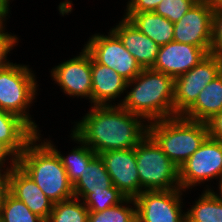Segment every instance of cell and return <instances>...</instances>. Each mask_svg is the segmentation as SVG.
<instances>
[{"mask_svg":"<svg viewBox=\"0 0 222 222\" xmlns=\"http://www.w3.org/2000/svg\"><path fill=\"white\" fill-rule=\"evenodd\" d=\"M18 43V38L15 34L2 32L0 33V67L8 66L13 62H10L7 58V54L13 50L14 46Z\"/></svg>","mask_w":222,"mask_h":222,"instance_id":"obj_30","label":"cell"},{"mask_svg":"<svg viewBox=\"0 0 222 222\" xmlns=\"http://www.w3.org/2000/svg\"><path fill=\"white\" fill-rule=\"evenodd\" d=\"M187 210L186 222H222V201L211 187Z\"/></svg>","mask_w":222,"mask_h":222,"instance_id":"obj_23","label":"cell"},{"mask_svg":"<svg viewBox=\"0 0 222 222\" xmlns=\"http://www.w3.org/2000/svg\"><path fill=\"white\" fill-rule=\"evenodd\" d=\"M222 178V141L205 139L202 145L180 166L179 184L185 192L200 183Z\"/></svg>","mask_w":222,"mask_h":222,"instance_id":"obj_7","label":"cell"},{"mask_svg":"<svg viewBox=\"0 0 222 222\" xmlns=\"http://www.w3.org/2000/svg\"><path fill=\"white\" fill-rule=\"evenodd\" d=\"M198 0H163L155 9V13L172 23L179 21Z\"/></svg>","mask_w":222,"mask_h":222,"instance_id":"obj_28","label":"cell"},{"mask_svg":"<svg viewBox=\"0 0 222 222\" xmlns=\"http://www.w3.org/2000/svg\"><path fill=\"white\" fill-rule=\"evenodd\" d=\"M222 111V73L208 83L199 93L195 103L182 117L207 122Z\"/></svg>","mask_w":222,"mask_h":222,"instance_id":"obj_19","label":"cell"},{"mask_svg":"<svg viewBox=\"0 0 222 222\" xmlns=\"http://www.w3.org/2000/svg\"><path fill=\"white\" fill-rule=\"evenodd\" d=\"M4 167L0 166V204L4 200V197H5L6 193L9 191L10 167L9 166L6 167V165Z\"/></svg>","mask_w":222,"mask_h":222,"instance_id":"obj_33","label":"cell"},{"mask_svg":"<svg viewBox=\"0 0 222 222\" xmlns=\"http://www.w3.org/2000/svg\"><path fill=\"white\" fill-rule=\"evenodd\" d=\"M10 9H0V33L5 31V19H7V16L9 14Z\"/></svg>","mask_w":222,"mask_h":222,"instance_id":"obj_34","label":"cell"},{"mask_svg":"<svg viewBox=\"0 0 222 222\" xmlns=\"http://www.w3.org/2000/svg\"><path fill=\"white\" fill-rule=\"evenodd\" d=\"M10 0H0V9H9Z\"/></svg>","mask_w":222,"mask_h":222,"instance_id":"obj_36","label":"cell"},{"mask_svg":"<svg viewBox=\"0 0 222 222\" xmlns=\"http://www.w3.org/2000/svg\"><path fill=\"white\" fill-rule=\"evenodd\" d=\"M140 194L143 191L181 189L179 168L149 135L135 147Z\"/></svg>","mask_w":222,"mask_h":222,"instance_id":"obj_6","label":"cell"},{"mask_svg":"<svg viewBox=\"0 0 222 222\" xmlns=\"http://www.w3.org/2000/svg\"><path fill=\"white\" fill-rule=\"evenodd\" d=\"M140 32L157 45L163 46L173 41L174 23L155 12L124 13Z\"/></svg>","mask_w":222,"mask_h":222,"instance_id":"obj_20","label":"cell"},{"mask_svg":"<svg viewBox=\"0 0 222 222\" xmlns=\"http://www.w3.org/2000/svg\"><path fill=\"white\" fill-rule=\"evenodd\" d=\"M213 9H222V0H205Z\"/></svg>","mask_w":222,"mask_h":222,"instance_id":"obj_35","label":"cell"},{"mask_svg":"<svg viewBox=\"0 0 222 222\" xmlns=\"http://www.w3.org/2000/svg\"><path fill=\"white\" fill-rule=\"evenodd\" d=\"M125 110L138 115L147 123L174 117V79L151 68L143 69L133 80L127 81ZM133 87V88H132Z\"/></svg>","mask_w":222,"mask_h":222,"instance_id":"obj_2","label":"cell"},{"mask_svg":"<svg viewBox=\"0 0 222 222\" xmlns=\"http://www.w3.org/2000/svg\"><path fill=\"white\" fill-rule=\"evenodd\" d=\"M222 73V60L208 54L187 73L174 79V117L182 116L196 101L199 93Z\"/></svg>","mask_w":222,"mask_h":222,"instance_id":"obj_9","label":"cell"},{"mask_svg":"<svg viewBox=\"0 0 222 222\" xmlns=\"http://www.w3.org/2000/svg\"><path fill=\"white\" fill-rule=\"evenodd\" d=\"M40 138L38 133L26 145L18 157V166L54 203L73 198V184L69 181L58 154L45 139L42 142Z\"/></svg>","mask_w":222,"mask_h":222,"instance_id":"obj_3","label":"cell"},{"mask_svg":"<svg viewBox=\"0 0 222 222\" xmlns=\"http://www.w3.org/2000/svg\"><path fill=\"white\" fill-rule=\"evenodd\" d=\"M71 139L76 141L77 146L70 150L69 155L65 157L61 152L56 149V146L51 140L46 139V143L58 154L62 165L64 166L69 181L74 184L81 176L85 167L97 156V154L81 139H79L73 132L71 133Z\"/></svg>","mask_w":222,"mask_h":222,"instance_id":"obj_21","label":"cell"},{"mask_svg":"<svg viewBox=\"0 0 222 222\" xmlns=\"http://www.w3.org/2000/svg\"><path fill=\"white\" fill-rule=\"evenodd\" d=\"M89 210L79 198L54 203L46 222H88Z\"/></svg>","mask_w":222,"mask_h":222,"instance_id":"obj_24","label":"cell"},{"mask_svg":"<svg viewBox=\"0 0 222 222\" xmlns=\"http://www.w3.org/2000/svg\"><path fill=\"white\" fill-rule=\"evenodd\" d=\"M112 180L106 170L103 160L97 155L81 173L73 184L74 193H93L113 187Z\"/></svg>","mask_w":222,"mask_h":222,"instance_id":"obj_22","label":"cell"},{"mask_svg":"<svg viewBox=\"0 0 222 222\" xmlns=\"http://www.w3.org/2000/svg\"><path fill=\"white\" fill-rule=\"evenodd\" d=\"M163 0H129L125 13L154 12Z\"/></svg>","mask_w":222,"mask_h":222,"instance_id":"obj_31","label":"cell"},{"mask_svg":"<svg viewBox=\"0 0 222 222\" xmlns=\"http://www.w3.org/2000/svg\"><path fill=\"white\" fill-rule=\"evenodd\" d=\"M36 135L19 116L0 110V166L3 167L6 160L10 169L17 166L19 155Z\"/></svg>","mask_w":222,"mask_h":222,"instance_id":"obj_14","label":"cell"},{"mask_svg":"<svg viewBox=\"0 0 222 222\" xmlns=\"http://www.w3.org/2000/svg\"><path fill=\"white\" fill-rule=\"evenodd\" d=\"M148 134L178 168L209 136L205 122L192 121L182 116L149 123Z\"/></svg>","mask_w":222,"mask_h":222,"instance_id":"obj_4","label":"cell"},{"mask_svg":"<svg viewBox=\"0 0 222 222\" xmlns=\"http://www.w3.org/2000/svg\"><path fill=\"white\" fill-rule=\"evenodd\" d=\"M182 189L143 191L134 200L137 222H186ZM183 212V213H182Z\"/></svg>","mask_w":222,"mask_h":222,"instance_id":"obj_10","label":"cell"},{"mask_svg":"<svg viewBox=\"0 0 222 222\" xmlns=\"http://www.w3.org/2000/svg\"><path fill=\"white\" fill-rule=\"evenodd\" d=\"M92 94L93 106L112 105V101L121 97L127 90V80L113 69L97 63L91 57Z\"/></svg>","mask_w":222,"mask_h":222,"instance_id":"obj_18","label":"cell"},{"mask_svg":"<svg viewBox=\"0 0 222 222\" xmlns=\"http://www.w3.org/2000/svg\"><path fill=\"white\" fill-rule=\"evenodd\" d=\"M207 55L208 53L201 47L171 41L160 46L151 69L176 79L195 67Z\"/></svg>","mask_w":222,"mask_h":222,"instance_id":"obj_15","label":"cell"},{"mask_svg":"<svg viewBox=\"0 0 222 222\" xmlns=\"http://www.w3.org/2000/svg\"><path fill=\"white\" fill-rule=\"evenodd\" d=\"M213 8L198 0L194 6L174 23L173 41L203 48L208 54L211 49Z\"/></svg>","mask_w":222,"mask_h":222,"instance_id":"obj_11","label":"cell"},{"mask_svg":"<svg viewBox=\"0 0 222 222\" xmlns=\"http://www.w3.org/2000/svg\"><path fill=\"white\" fill-rule=\"evenodd\" d=\"M218 187H219V195H218V193H216V192H214L215 194H216V196L222 201V178L221 179H219V185H218Z\"/></svg>","mask_w":222,"mask_h":222,"instance_id":"obj_37","label":"cell"},{"mask_svg":"<svg viewBox=\"0 0 222 222\" xmlns=\"http://www.w3.org/2000/svg\"><path fill=\"white\" fill-rule=\"evenodd\" d=\"M131 203L134 207L129 205ZM88 222H137L135 200L133 198H125L121 203L106 210L89 212Z\"/></svg>","mask_w":222,"mask_h":222,"instance_id":"obj_26","label":"cell"},{"mask_svg":"<svg viewBox=\"0 0 222 222\" xmlns=\"http://www.w3.org/2000/svg\"><path fill=\"white\" fill-rule=\"evenodd\" d=\"M0 222H45L9 191L0 204Z\"/></svg>","mask_w":222,"mask_h":222,"instance_id":"obj_25","label":"cell"},{"mask_svg":"<svg viewBox=\"0 0 222 222\" xmlns=\"http://www.w3.org/2000/svg\"><path fill=\"white\" fill-rule=\"evenodd\" d=\"M9 192L45 222L53 209L54 202L49 199L37 184L18 165L9 172Z\"/></svg>","mask_w":222,"mask_h":222,"instance_id":"obj_16","label":"cell"},{"mask_svg":"<svg viewBox=\"0 0 222 222\" xmlns=\"http://www.w3.org/2000/svg\"><path fill=\"white\" fill-rule=\"evenodd\" d=\"M111 30L119 37L124 47L131 53L143 69L152 68L160 46L140 32L127 18Z\"/></svg>","mask_w":222,"mask_h":222,"instance_id":"obj_17","label":"cell"},{"mask_svg":"<svg viewBox=\"0 0 222 222\" xmlns=\"http://www.w3.org/2000/svg\"><path fill=\"white\" fill-rule=\"evenodd\" d=\"M79 55L62 62L51 70V77L67 95L87 98L91 102V55L83 47Z\"/></svg>","mask_w":222,"mask_h":222,"instance_id":"obj_12","label":"cell"},{"mask_svg":"<svg viewBox=\"0 0 222 222\" xmlns=\"http://www.w3.org/2000/svg\"><path fill=\"white\" fill-rule=\"evenodd\" d=\"M113 185L126 197L135 199L140 194L135 148L109 150L99 154Z\"/></svg>","mask_w":222,"mask_h":222,"instance_id":"obj_13","label":"cell"},{"mask_svg":"<svg viewBox=\"0 0 222 222\" xmlns=\"http://www.w3.org/2000/svg\"><path fill=\"white\" fill-rule=\"evenodd\" d=\"M84 48L97 63L113 69L127 81L133 80L143 70L112 30L108 35L95 33Z\"/></svg>","mask_w":222,"mask_h":222,"instance_id":"obj_8","label":"cell"},{"mask_svg":"<svg viewBox=\"0 0 222 222\" xmlns=\"http://www.w3.org/2000/svg\"><path fill=\"white\" fill-rule=\"evenodd\" d=\"M210 138L222 141V111L206 122Z\"/></svg>","mask_w":222,"mask_h":222,"instance_id":"obj_32","label":"cell"},{"mask_svg":"<svg viewBox=\"0 0 222 222\" xmlns=\"http://www.w3.org/2000/svg\"><path fill=\"white\" fill-rule=\"evenodd\" d=\"M83 201L89 212H100L121 203L126 197L115 187L93 193H74Z\"/></svg>","mask_w":222,"mask_h":222,"instance_id":"obj_27","label":"cell"},{"mask_svg":"<svg viewBox=\"0 0 222 222\" xmlns=\"http://www.w3.org/2000/svg\"><path fill=\"white\" fill-rule=\"evenodd\" d=\"M73 127L71 132L97 155L109 150L135 148L148 134L146 120L114 103L91 104L89 112Z\"/></svg>","mask_w":222,"mask_h":222,"instance_id":"obj_1","label":"cell"},{"mask_svg":"<svg viewBox=\"0 0 222 222\" xmlns=\"http://www.w3.org/2000/svg\"><path fill=\"white\" fill-rule=\"evenodd\" d=\"M210 54L222 60V9H213Z\"/></svg>","mask_w":222,"mask_h":222,"instance_id":"obj_29","label":"cell"},{"mask_svg":"<svg viewBox=\"0 0 222 222\" xmlns=\"http://www.w3.org/2000/svg\"><path fill=\"white\" fill-rule=\"evenodd\" d=\"M32 72L29 66L17 63L0 67V110L19 116L38 134V126L28 113L38 89Z\"/></svg>","mask_w":222,"mask_h":222,"instance_id":"obj_5","label":"cell"}]
</instances>
